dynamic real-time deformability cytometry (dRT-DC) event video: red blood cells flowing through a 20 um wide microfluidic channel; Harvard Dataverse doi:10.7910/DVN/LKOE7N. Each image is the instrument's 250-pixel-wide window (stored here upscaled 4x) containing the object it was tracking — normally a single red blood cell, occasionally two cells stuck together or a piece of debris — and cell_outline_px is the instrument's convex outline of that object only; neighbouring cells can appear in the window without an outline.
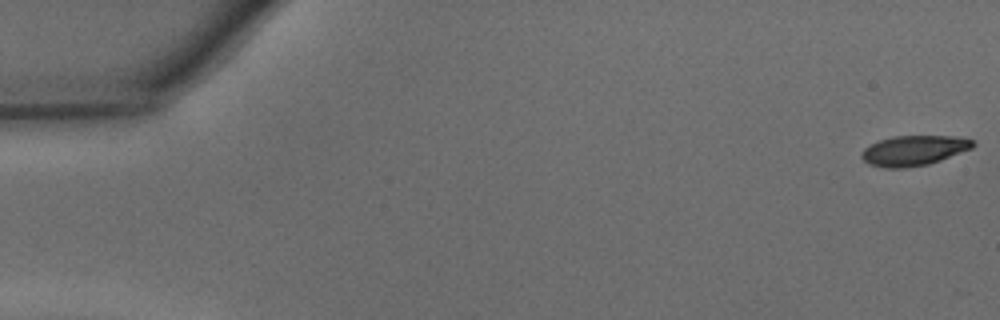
{"species": "common noctule bat (a hibernating species)", "species_latin": "Nyctalus noctula", "temperature_condition": "warm", "stored_images_in_passage": 15, "camera_frame_rate_fps": 3000, "um_per_image_px": 0.085, "animal": {"sex": "male", "body_mass_g": 15.6}, "frame": {"image": 1, "passage_image": 1, "time_ms": 0.0, "image_size_px": [1000, 320], "cell_outline_px": [[976, 144], [972, 148], [940, 160], [928, 164], [904, 168], [884, 168], [868, 164], [860, 156], [860, 152], [864, 148], [880, 140], [892, 136], [952, 136], [972, 140]], "centroid_in_image_um": [77.63, 12.8], "position_along_channel_um": 7.4, "area_um2": 19.42}}
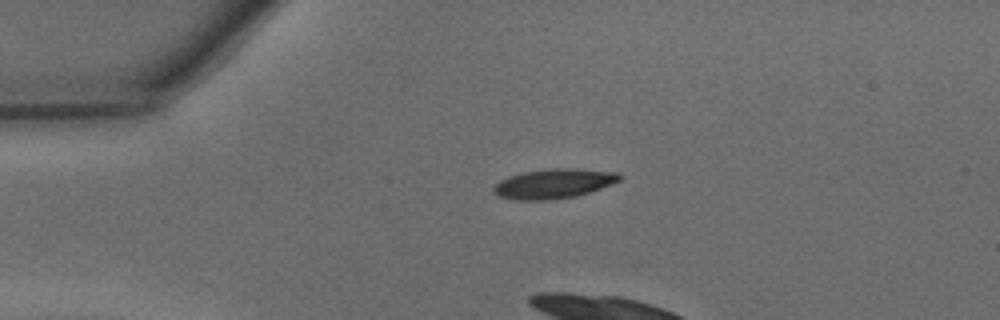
{"frame": {"image": 2, "passage_image": 11, "time_ms": 3.333, "image_size_px": [1000, 320], "cell_outline_px": [[624, 176], [620, 180], [612, 184], [576, 196], [552, 200], [516, 200], [500, 196], [492, 192], [492, 188], [500, 180], [508, 176], [524, 172], [552, 168], [576, 168], [620, 172]], "centroid_in_image_um": [47.09, 15.6], "position_along_channel_um": 37.9, "area_um2": 21.91}}